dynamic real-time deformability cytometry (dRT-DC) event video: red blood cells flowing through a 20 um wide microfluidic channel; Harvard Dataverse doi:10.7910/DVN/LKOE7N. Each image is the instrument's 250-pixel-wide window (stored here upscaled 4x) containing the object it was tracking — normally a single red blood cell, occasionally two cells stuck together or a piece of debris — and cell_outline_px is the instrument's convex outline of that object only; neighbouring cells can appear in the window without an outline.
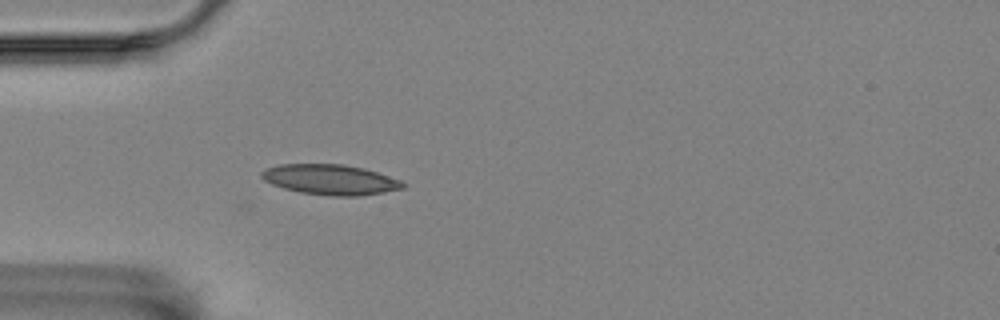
{"species": "Egyptian fruit bat (a non-hibernating species)", "species_latin": "Rousettus aegyptiacus", "temperature_condition": "room temperature", "stored_images_in_passage": 2, "camera_frame_rate_fps": 3000, "um_per_image_px": 0.085, "animal": {"sex": "female"}, "frame": {"image": 1, "passage_image": 2, "time_ms": 0.333, "image_size_px": [1000, 320], "cell_outline_px": [[408, 184], [404, 188], [384, 192], [360, 196], [332, 196], [300, 192], [284, 188], [272, 184], [264, 180], [260, 176], [260, 172], [264, 168], [280, 164], [344, 164], [364, 168], [400, 180]], "centroid_in_image_um": [28.07, 15.26], "position_along_channel_um": 56.9, "area_um2": 25.03}}